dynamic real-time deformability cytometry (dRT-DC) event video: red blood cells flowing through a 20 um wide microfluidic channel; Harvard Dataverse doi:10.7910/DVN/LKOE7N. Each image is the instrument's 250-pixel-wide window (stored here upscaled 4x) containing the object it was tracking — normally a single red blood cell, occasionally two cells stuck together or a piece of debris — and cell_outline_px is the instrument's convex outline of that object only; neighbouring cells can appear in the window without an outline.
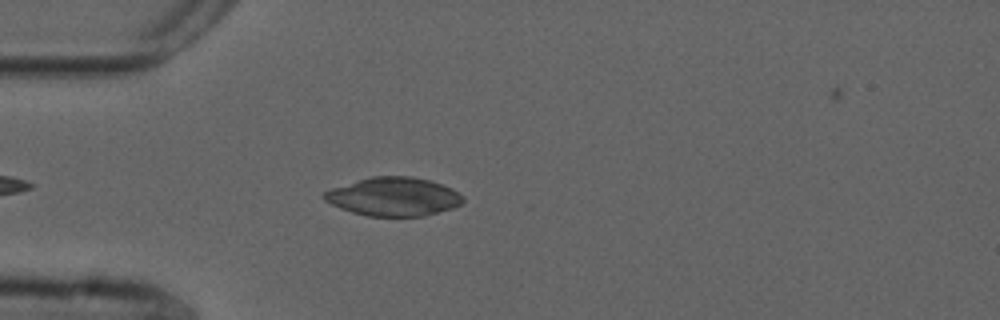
{"species": "common noctule bat (a hibernating species)", "species_latin": "Nyctalus noctula", "temperature_condition": "cold", "stored_images_in_passage": 39, "camera_frame_rate_fps": 3000, "um_per_image_px": 0.085, "animal": {"sex": "male", "forearm_length_mm": 52.5}, "frame": {"image": 1, "passage_image": 6, "time_ms": 1.667, "image_size_px": [1000, 320], "cell_outline_px": [[464, 200], [460, 204], [452, 208], [424, 216], [368, 216], [352, 212], [340, 208], [324, 200], [324, 192], [332, 188], [372, 176], [412, 176], [428, 180], [452, 188]], "centroid_in_image_um": [33.44, 16.72], "position_along_channel_um": 51.6, "area_um2": 30.81}}
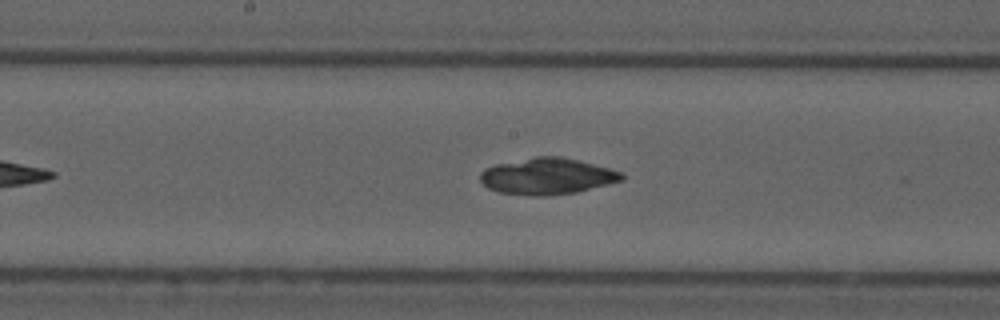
{"frame": {"image": 2, "passage_image": 19, "time_ms": 6.0, "image_size_px": [1000, 320], "cell_outline_px": [[624, 180], [576, 192], [548, 196], [532, 196], [500, 192], [488, 188], [480, 180], [480, 172], [484, 168], [496, 164], [536, 156], [560, 156], [608, 168], [620, 172], [624, 176]], "centroid_in_image_um": [46.48, 14.98], "position_along_channel_um": 201.7, "area_um2": 29.82}}
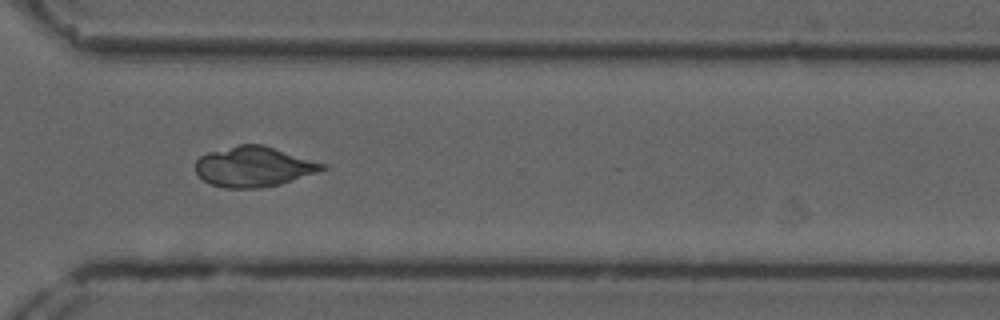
{"frame": {"image": 3, "passage_image": 31, "time_ms": 10.0, "image_size_px": [1000, 320], "cell_outline_px": [[328, 168], [280, 184], [260, 188], [224, 188], [212, 184], [204, 180], [196, 172], [196, 160], [200, 156], [208, 152], [240, 144], [264, 144], [328, 164]], "centroid_in_image_um": [21.59, 14.15], "position_along_channel_um": 349.0, "area_um2": 29.77}, "authors_computed_cell_mechanics": {"area_um2": 29.767, "velocity_mm_per_s": 3.6991, "shape_relaxation_time_tau1_ms": null, "shape_relaxation_time_tau2_ms": 8.335, "deformation_change_tau1": null, "deformation_change_tau2": 0.0898}}